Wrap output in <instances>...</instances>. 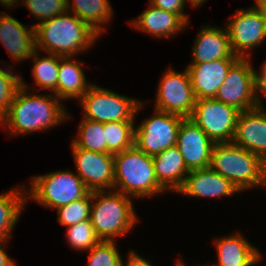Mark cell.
Listing matches in <instances>:
<instances>
[{"label":"cell","mask_w":266,"mask_h":266,"mask_svg":"<svg viewBox=\"0 0 266 266\" xmlns=\"http://www.w3.org/2000/svg\"><path fill=\"white\" fill-rule=\"evenodd\" d=\"M21 77V85L15 92L8 112L0 119L11 136L42 131L68 120L62 101L53 93L32 94ZM1 127V126H0Z\"/></svg>","instance_id":"obj_1"},{"label":"cell","mask_w":266,"mask_h":266,"mask_svg":"<svg viewBox=\"0 0 266 266\" xmlns=\"http://www.w3.org/2000/svg\"><path fill=\"white\" fill-rule=\"evenodd\" d=\"M35 26L36 50L73 57L88 50L100 35L74 13L57 15Z\"/></svg>","instance_id":"obj_2"},{"label":"cell","mask_w":266,"mask_h":266,"mask_svg":"<svg viewBox=\"0 0 266 266\" xmlns=\"http://www.w3.org/2000/svg\"><path fill=\"white\" fill-rule=\"evenodd\" d=\"M210 167L230 180L240 192L266 187V162L233 142L215 143Z\"/></svg>","instance_id":"obj_3"},{"label":"cell","mask_w":266,"mask_h":266,"mask_svg":"<svg viewBox=\"0 0 266 266\" xmlns=\"http://www.w3.org/2000/svg\"><path fill=\"white\" fill-rule=\"evenodd\" d=\"M113 190L140 199L166 191L155 177L152 156L140 151L135 145L114 154Z\"/></svg>","instance_id":"obj_4"},{"label":"cell","mask_w":266,"mask_h":266,"mask_svg":"<svg viewBox=\"0 0 266 266\" xmlns=\"http://www.w3.org/2000/svg\"><path fill=\"white\" fill-rule=\"evenodd\" d=\"M130 198L116 190L92 191L90 220L100 240L114 241L139 221Z\"/></svg>","instance_id":"obj_5"},{"label":"cell","mask_w":266,"mask_h":266,"mask_svg":"<svg viewBox=\"0 0 266 266\" xmlns=\"http://www.w3.org/2000/svg\"><path fill=\"white\" fill-rule=\"evenodd\" d=\"M30 182L27 199H33L46 208L57 209L85 197L90 192L77 172L75 174L65 170L33 177Z\"/></svg>","instance_id":"obj_6"},{"label":"cell","mask_w":266,"mask_h":266,"mask_svg":"<svg viewBox=\"0 0 266 266\" xmlns=\"http://www.w3.org/2000/svg\"><path fill=\"white\" fill-rule=\"evenodd\" d=\"M78 101L83 107V118L101 123L134 121L138 111L145 105L144 102L94 84Z\"/></svg>","instance_id":"obj_7"},{"label":"cell","mask_w":266,"mask_h":266,"mask_svg":"<svg viewBox=\"0 0 266 266\" xmlns=\"http://www.w3.org/2000/svg\"><path fill=\"white\" fill-rule=\"evenodd\" d=\"M257 73L249 58H239L228 70L215 99L236 108L240 112L262 105L261 95L258 96L257 94Z\"/></svg>","instance_id":"obj_8"},{"label":"cell","mask_w":266,"mask_h":266,"mask_svg":"<svg viewBox=\"0 0 266 266\" xmlns=\"http://www.w3.org/2000/svg\"><path fill=\"white\" fill-rule=\"evenodd\" d=\"M240 111L215 98L197 99L191 119L214 143L232 142Z\"/></svg>","instance_id":"obj_9"},{"label":"cell","mask_w":266,"mask_h":266,"mask_svg":"<svg viewBox=\"0 0 266 266\" xmlns=\"http://www.w3.org/2000/svg\"><path fill=\"white\" fill-rule=\"evenodd\" d=\"M153 115L135 128L134 139V145L150 156L176 145L179 126L185 119L157 109Z\"/></svg>","instance_id":"obj_10"},{"label":"cell","mask_w":266,"mask_h":266,"mask_svg":"<svg viewBox=\"0 0 266 266\" xmlns=\"http://www.w3.org/2000/svg\"><path fill=\"white\" fill-rule=\"evenodd\" d=\"M160 80L154 108L190 118L197 99L187 68L183 72L169 68Z\"/></svg>","instance_id":"obj_11"},{"label":"cell","mask_w":266,"mask_h":266,"mask_svg":"<svg viewBox=\"0 0 266 266\" xmlns=\"http://www.w3.org/2000/svg\"><path fill=\"white\" fill-rule=\"evenodd\" d=\"M230 18L226 29L231 50L239 58H247L253 48L265 41L266 21L254 4L248 9H238Z\"/></svg>","instance_id":"obj_12"},{"label":"cell","mask_w":266,"mask_h":266,"mask_svg":"<svg viewBox=\"0 0 266 266\" xmlns=\"http://www.w3.org/2000/svg\"><path fill=\"white\" fill-rule=\"evenodd\" d=\"M71 148L76 163L77 175L87 189L90 192L113 190L114 155L81 149L73 142H71Z\"/></svg>","instance_id":"obj_13"},{"label":"cell","mask_w":266,"mask_h":266,"mask_svg":"<svg viewBox=\"0 0 266 266\" xmlns=\"http://www.w3.org/2000/svg\"><path fill=\"white\" fill-rule=\"evenodd\" d=\"M215 143L189 118L178 130L176 146L189 171L210 167Z\"/></svg>","instance_id":"obj_14"},{"label":"cell","mask_w":266,"mask_h":266,"mask_svg":"<svg viewBox=\"0 0 266 266\" xmlns=\"http://www.w3.org/2000/svg\"><path fill=\"white\" fill-rule=\"evenodd\" d=\"M232 142L266 162V109L263 104L240 112Z\"/></svg>","instance_id":"obj_15"},{"label":"cell","mask_w":266,"mask_h":266,"mask_svg":"<svg viewBox=\"0 0 266 266\" xmlns=\"http://www.w3.org/2000/svg\"><path fill=\"white\" fill-rule=\"evenodd\" d=\"M240 192L227 178L211 167L192 170L188 173L182 187L177 193L191 197H223Z\"/></svg>","instance_id":"obj_16"},{"label":"cell","mask_w":266,"mask_h":266,"mask_svg":"<svg viewBox=\"0 0 266 266\" xmlns=\"http://www.w3.org/2000/svg\"><path fill=\"white\" fill-rule=\"evenodd\" d=\"M5 14H0V41L15 62L30 59L36 51L35 24L26 29L16 18Z\"/></svg>","instance_id":"obj_17"},{"label":"cell","mask_w":266,"mask_h":266,"mask_svg":"<svg viewBox=\"0 0 266 266\" xmlns=\"http://www.w3.org/2000/svg\"><path fill=\"white\" fill-rule=\"evenodd\" d=\"M238 59H219L208 63H190L187 70L196 99L215 98L228 70Z\"/></svg>","instance_id":"obj_18"},{"label":"cell","mask_w":266,"mask_h":266,"mask_svg":"<svg viewBox=\"0 0 266 266\" xmlns=\"http://www.w3.org/2000/svg\"><path fill=\"white\" fill-rule=\"evenodd\" d=\"M193 62L208 63L219 59H239L234 55L225 28L202 26L192 48Z\"/></svg>","instance_id":"obj_19"},{"label":"cell","mask_w":266,"mask_h":266,"mask_svg":"<svg viewBox=\"0 0 266 266\" xmlns=\"http://www.w3.org/2000/svg\"><path fill=\"white\" fill-rule=\"evenodd\" d=\"M214 245L218 253L216 266H255L261 262L262 255L258 248L241 236L240 232L216 238Z\"/></svg>","instance_id":"obj_20"},{"label":"cell","mask_w":266,"mask_h":266,"mask_svg":"<svg viewBox=\"0 0 266 266\" xmlns=\"http://www.w3.org/2000/svg\"><path fill=\"white\" fill-rule=\"evenodd\" d=\"M152 158L158 183L166 191L177 192L190 172L178 147L176 145L169 147Z\"/></svg>","instance_id":"obj_21"},{"label":"cell","mask_w":266,"mask_h":266,"mask_svg":"<svg viewBox=\"0 0 266 266\" xmlns=\"http://www.w3.org/2000/svg\"><path fill=\"white\" fill-rule=\"evenodd\" d=\"M149 6L137 19L130 21L132 27L158 38H169L186 28L187 23L179 15Z\"/></svg>","instance_id":"obj_22"},{"label":"cell","mask_w":266,"mask_h":266,"mask_svg":"<svg viewBox=\"0 0 266 266\" xmlns=\"http://www.w3.org/2000/svg\"><path fill=\"white\" fill-rule=\"evenodd\" d=\"M73 57H61L56 97L60 100L80 99L93 85L86 81L82 63Z\"/></svg>","instance_id":"obj_23"},{"label":"cell","mask_w":266,"mask_h":266,"mask_svg":"<svg viewBox=\"0 0 266 266\" xmlns=\"http://www.w3.org/2000/svg\"><path fill=\"white\" fill-rule=\"evenodd\" d=\"M67 3L68 11L87 23L99 35L105 31L104 25L110 22L113 14L109 0H68Z\"/></svg>","instance_id":"obj_24"},{"label":"cell","mask_w":266,"mask_h":266,"mask_svg":"<svg viewBox=\"0 0 266 266\" xmlns=\"http://www.w3.org/2000/svg\"><path fill=\"white\" fill-rule=\"evenodd\" d=\"M0 194V238L11 239V231L19 221L27 199V190L23 186ZM26 190V191H25Z\"/></svg>","instance_id":"obj_25"},{"label":"cell","mask_w":266,"mask_h":266,"mask_svg":"<svg viewBox=\"0 0 266 266\" xmlns=\"http://www.w3.org/2000/svg\"><path fill=\"white\" fill-rule=\"evenodd\" d=\"M106 153L116 154L134 146V121L104 123Z\"/></svg>","instance_id":"obj_26"},{"label":"cell","mask_w":266,"mask_h":266,"mask_svg":"<svg viewBox=\"0 0 266 266\" xmlns=\"http://www.w3.org/2000/svg\"><path fill=\"white\" fill-rule=\"evenodd\" d=\"M37 50L31 56L34 66L32 68L33 79L35 84L45 90H53L56 96L58 82V70L60 65V56L48 53V56L39 57Z\"/></svg>","instance_id":"obj_27"},{"label":"cell","mask_w":266,"mask_h":266,"mask_svg":"<svg viewBox=\"0 0 266 266\" xmlns=\"http://www.w3.org/2000/svg\"><path fill=\"white\" fill-rule=\"evenodd\" d=\"M78 129L77 138L72 140L78 148L106 153L104 123L83 118Z\"/></svg>","instance_id":"obj_28"},{"label":"cell","mask_w":266,"mask_h":266,"mask_svg":"<svg viewBox=\"0 0 266 266\" xmlns=\"http://www.w3.org/2000/svg\"><path fill=\"white\" fill-rule=\"evenodd\" d=\"M92 205V192L85 197L75 200L70 204L58 207L57 220L61 225L72 226L79 222L90 219Z\"/></svg>","instance_id":"obj_29"},{"label":"cell","mask_w":266,"mask_h":266,"mask_svg":"<svg viewBox=\"0 0 266 266\" xmlns=\"http://www.w3.org/2000/svg\"><path fill=\"white\" fill-rule=\"evenodd\" d=\"M66 234L69 245L78 251H89L100 241L95 234L90 219L69 226Z\"/></svg>","instance_id":"obj_30"},{"label":"cell","mask_w":266,"mask_h":266,"mask_svg":"<svg viewBox=\"0 0 266 266\" xmlns=\"http://www.w3.org/2000/svg\"><path fill=\"white\" fill-rule=\"evenodd\" d=\"M24 2V3H23ZM68 0H22L39 23L68 12Z\"/></svg>","instance_id":"obj_31"},{"label":"cell","mask_w":266,"mask_h":266,"mask_svg":"<svg viewBox=\"0 0 266 266\" xmlns=\"http://www.w3.org/2000/svg\"><path fill=\"white\" fill-rule=\"evenodd\" d=\"M89 252L88 266H120L122 257L114 241L100 240Z\"/></svg>","instance_id":"obj_32"},{"label":"cell","mask_w":266,"mask_h":266,"mask_svg":"<svg viewBox=\"0 0 266 266\" xmlns=\"http://www.w3.org/2000/svg\"><path fill=\"white\" fill-rule=\"evenodd\" d=\"M21 85V77L0 67V119L8 112L15 92Z\"/></svg>","instance_id":"obj_33"},{"label":"cell","mask_w":266,"mask_h":266,"mask_svg":"<svg viewBox=\"0 0 266 266\" xmlns=\"http://www.w3.org/2000/svg\"><path fill=\"white\" fill-rule=\"evenodd\" d=\"M189 2L191 6L198 7L194 0H150L149 4L156 8L173 12L179 15L187 24H189V16L185 14L184 7L186 2Z\"/></svg>","instance_id":"obj_34"},{"label":"cell","mask_w":266,"mask_h":266,"mask_svg":"<svg viewBox=\"0 0 266 266\" xmlns=\"http://www.w3.org/2000/svg\"><path fill=\"white\" fill-rule=\"evenodd\" d=\"M120 266H153L148 260L137 254L136 251L131 250L127 257L126 264L121 259Z\"/></svg>","instance_id":"obj_35"},{"label":"cell","mask_w":266,"mask_h":266,"mask_svg":"<svg viewBox=\"0 0 266 266\" xmlns=\"http://www.w3.org/2000/svg\"><path fill=\"white\" fill-rule=\"evenodd\" d=\"M8 241L10 240L0 238V266H17L3 248Z\"/></svg>","instance_id":"obj_36"},{"label":"cell","mask_w":266,"mask_h":266,"mask_svg":"<svg viewBox=\"0 0 266 266\" xmlns=\"http://www.w3.org/2000/svg\"><path fill=\"white\" fill-rule=\"evenodd\" d=\"M258 93L266 96V62L262 65L260 72L257 73Z\"/></svg>","instance_id":"obj_37"},{"label":"cell","mask_w":266,"mask_h":266,"mask_svg":"<svg viewBox=\"0 0 266 266\" xmlns=\"http://www.w3.org/2000/svg\"><path fill=\"white\" fill-rule=\"evenodd\" d=\"M255 5L261 11L263 18L266 21V0H255Z\"/></svg>","instance_id":"obj_38"},{"label":"cell","mask_w":266,"mask_h":266,"mask_svg":"<svg viewBox=\"0 0 266 266\" xmlns=\"http://www.w3.org/2000/svg\"><path fill=\"white\" fill-rule=\"evenodd\" d=\"M18 2H20V1L19 0H0L1 5L5 6L6 9L14 7V4H16V5L20 4Z\"/></svg>","instance_id":"obj_39"},{"label":"cell","mask_w":266,"mask_h":266,"mask_svg":"<svg viewBox=\"0 0 266 266\" xmlns=\"http://www.w3.org/2000/svg\"><path fill=\"white\" fill-rule=\"evenodd\" d=\"M175 266H187L186 264H184L181 260H178L176 262V265Z\"/></svg>","instance_id":"obj_40"},{"label":"cell","mask_w":266,"mask_h":266,"mask_svg":"<svg viewBox=\"0 0 266 266\" xmlns=\"http://www.w3.org/2000/svg\"><path fill=\"white\" fill-rule=\"evenodd\" d=\"M198 6H200L202 3H205L206 0H194Z\"/></svg>","instance_id":"obj_41"}]
</instances>
